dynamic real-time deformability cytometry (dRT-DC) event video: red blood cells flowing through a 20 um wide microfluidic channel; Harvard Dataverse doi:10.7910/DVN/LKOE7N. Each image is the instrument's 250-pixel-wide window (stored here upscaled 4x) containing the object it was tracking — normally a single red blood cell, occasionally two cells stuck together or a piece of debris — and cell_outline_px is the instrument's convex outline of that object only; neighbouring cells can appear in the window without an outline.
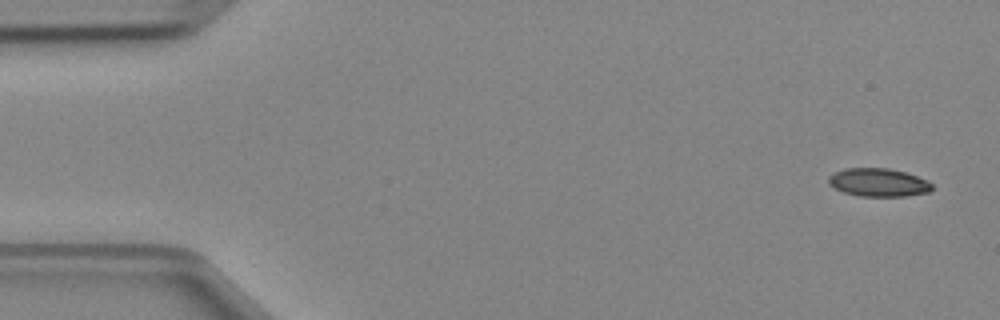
{"species": "Egyptian fruit bat (a non-hibernating species)", "species_latin": "Rousettus aegyptiacus", "temperature_condition": "cold", "stored_images_in_passage": 4, "camera_frame_rate_fps": 3000, "um_per_image_px": 0.085, "animal": {"sex": "female"}, "frame": {"image": 1, "passage_image": 1, "time_ms": 0.0, "image_size_px": [1000, 320], "cell_outline_px": [[932, 188], [928, 192], [904, 196], [860, 196], [844, 192], [828, 184], [828, 176], [844, 168], [888, 168], [904, 172], [928, 180], [932, 184]], "centroid_in_image_um": [74.65, 15.5], "position_along_channel_um": 10.3, "area_um2": 16.88}}
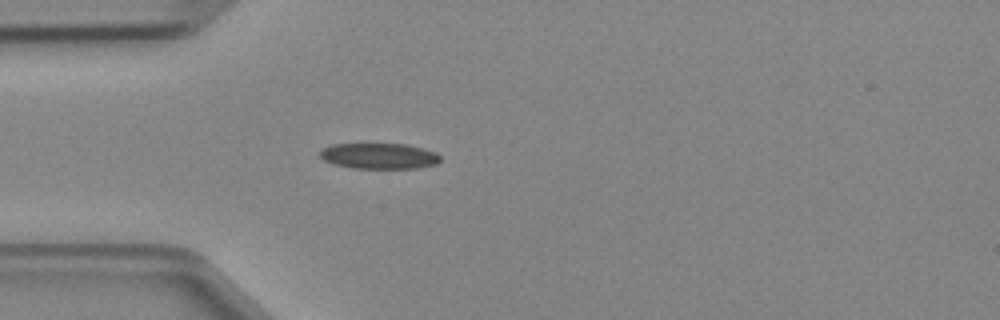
{"frame": {"image": 2, "passage_image": 4, "time_ms": 1.0, "image_size_px": [1000, 320], "cell_outline_px": [[440, 160], [436, 164], [416, 168], [352, 168], [332, 164], [324, 160], [320, 156], [320, 152], [324, 148], [332, 144], [404, 144], [436, 152], [440, 156]], "centroid_in_image_um": [32.21, 13.26], "position_along_channel_um": 52.8, "area_um2": 17.92}}